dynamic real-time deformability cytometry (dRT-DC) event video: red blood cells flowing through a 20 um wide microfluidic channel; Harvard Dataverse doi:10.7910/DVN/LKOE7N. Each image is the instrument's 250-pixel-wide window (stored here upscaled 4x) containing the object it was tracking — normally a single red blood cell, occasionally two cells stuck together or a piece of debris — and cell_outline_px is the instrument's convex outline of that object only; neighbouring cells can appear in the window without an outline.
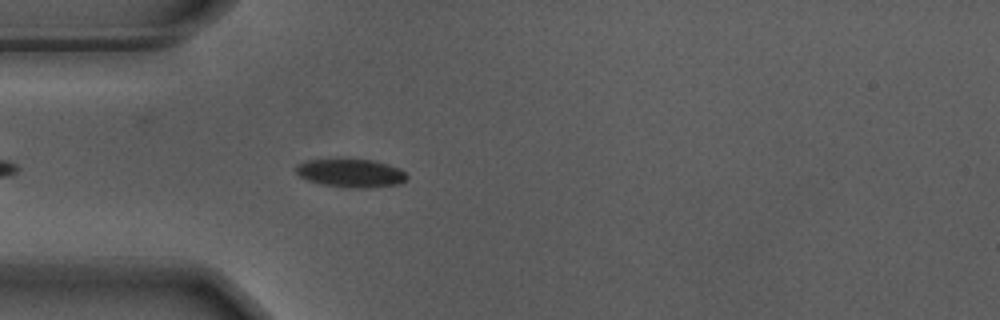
{"species": "Egyptian fruit bat (a non-hibernating species)", "species_latin": "Rousettus aegyptiacus", "temperature_condition": "warm", "stored_images_in_passage": 26, "camera_frame_rate_fps": 3000, "um_per_image_px": 0.085, "animal": {"sex": "male"}, "frame": {"image": 1, "passage_image": 5, "time_ms": 1.333, "image_size_px": [1000, 320], "cell_outline_px": [[408, 180], [396, 184], [372, 188], [344, 188], [320, 184], [308, 180], [300, 176], [296, 172], [296, 164], [304, 160], [372, 160], [388, 164], [400, 168], [408, 176]], "centroid_in_image_um": [29.83, 14.73], "position_along_channel_um": 55.2, "area_um2": 18.38}}
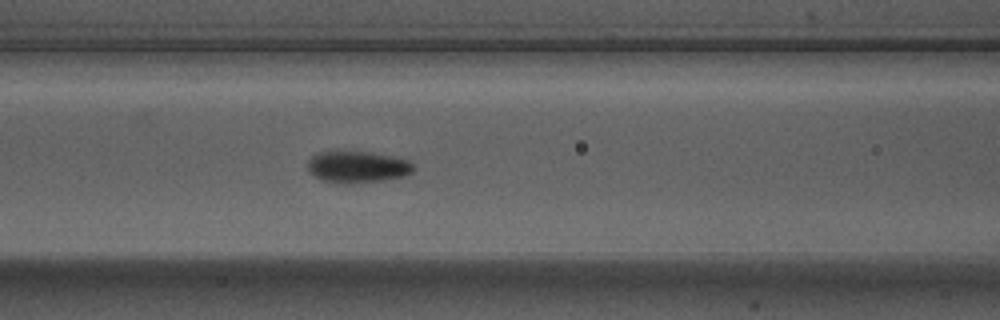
{"frame": {"image": 2, "passage_image": 12, "time_ms": 3.667, "image_size_px": [1000, 320], "cell_outline_px": [[412, 172], [404, 176], [380, 180], [344, 184], [320, 180], [308, 172], [308, 160], [316, 152], [336, 148], [368, 152], [408, 160], [412, 164]], "centroid_in_image_um": [30.25, 14.14], "position_along_channel_um": 136.3, "area_um2": 19.94}}
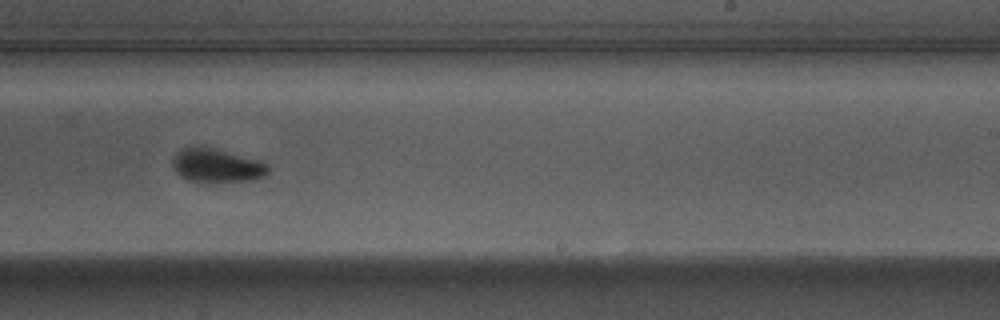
{"frame": {"image": 3, "passage_image": 23, "time_ms": 7.333, "image_size_px": [1000, 320], "cell_outline_px": [[268, 172], [264, 176], [252, 180], [212, 184], [200, 184], [184, 180], [172, 168], [172, 156], [180, 148], [196, 144], [204, 144], [260, 160], [268, 164]], "centroid_in_image_um": [18.34, 14.06], "position_along_channel_um": 270.7, "area_um2": 20.29}}